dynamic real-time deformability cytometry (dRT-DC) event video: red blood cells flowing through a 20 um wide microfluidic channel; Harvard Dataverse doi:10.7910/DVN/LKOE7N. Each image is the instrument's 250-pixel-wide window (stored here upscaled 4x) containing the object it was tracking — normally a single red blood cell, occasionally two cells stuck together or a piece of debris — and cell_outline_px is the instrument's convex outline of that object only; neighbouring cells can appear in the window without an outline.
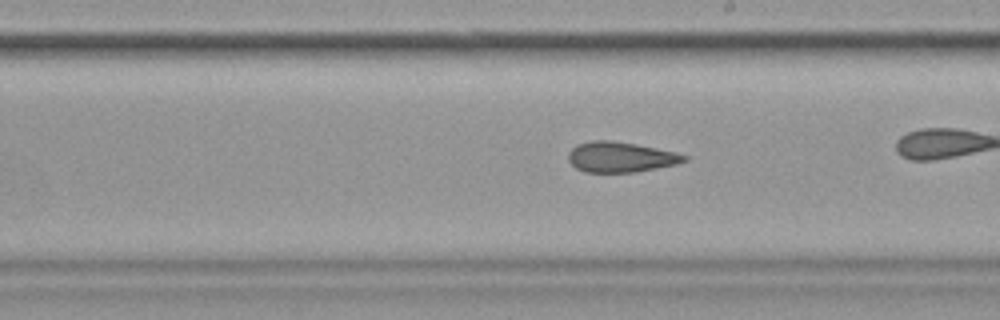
{"species": "common noctule bat (a hibernating species)", "species_latin": "Nyctalus noctula", "temperature_condition": "cold", "stored_images_in_passage": 43, "camera_frame_rate_fps": 3000, "um_per_image_px": 0.085, "animal": {"sex": "female", "body_mass_g": 19.9}, "frame": {"image": 1, "passage_image": 31, "time_ms": 10.0, "image_size_px": [1000, 320], "cell_outline_px": [[688, 160], [676, 164], [636, 172], [584, 172], [576, 168], [568, 160], [568, 152], [576, 144], [592, 140], [612, 140], [636, 144], [676, 152], [688, 156]], "centroid_in_image_um": [52.73, 13.34], "position_along_channel_um": 236.3, "area_um2": 20.58}}